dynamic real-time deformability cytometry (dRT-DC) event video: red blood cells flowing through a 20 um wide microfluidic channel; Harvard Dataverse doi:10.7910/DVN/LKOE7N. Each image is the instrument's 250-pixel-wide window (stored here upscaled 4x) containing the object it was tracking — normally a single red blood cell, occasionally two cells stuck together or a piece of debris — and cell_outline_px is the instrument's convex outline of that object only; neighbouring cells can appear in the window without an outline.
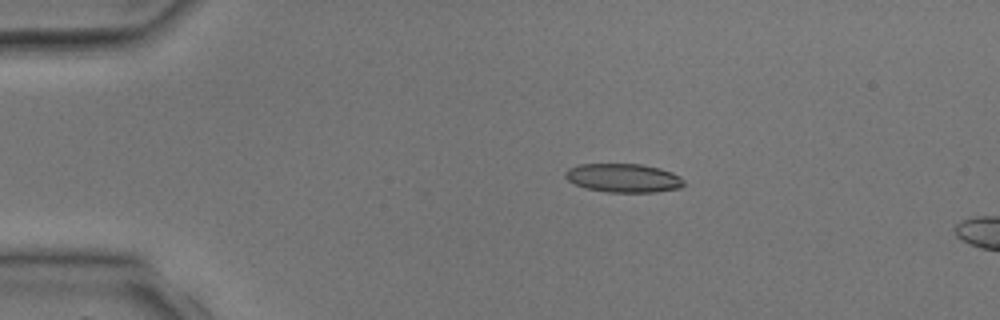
{"species": "common noctule bat (a hibernating species)", "species_latin": "Nyctalus noctula", "temperature_condition": "room temperature", "stored_images_in_passage": 5, "camera_frame_rate_fps": 3000, "um_per_image_px": 0.085, "animal": {"sex": "male", "body_mass_g": 17.9, "forearm_length_mm": 54.2}, "frame": {"image": 1, "passage_image": 3, "time_ms": 2.333, "image_size_px": [1000, 320], "cell_outline_px": [[684, 184], [680, 188], [656, 192], [608, 192], [588, 188], [576, 184], [568, 180], [564, 176], [564, 172], [568, 168], [580, 164], [640, 164], [660, 168], [672, 172], [680, 176], [684, 180]], "centroid_in_image_um": [53.01, 15.12], "position_along_channel_um": 32.0, "area_um2": 19.83}}